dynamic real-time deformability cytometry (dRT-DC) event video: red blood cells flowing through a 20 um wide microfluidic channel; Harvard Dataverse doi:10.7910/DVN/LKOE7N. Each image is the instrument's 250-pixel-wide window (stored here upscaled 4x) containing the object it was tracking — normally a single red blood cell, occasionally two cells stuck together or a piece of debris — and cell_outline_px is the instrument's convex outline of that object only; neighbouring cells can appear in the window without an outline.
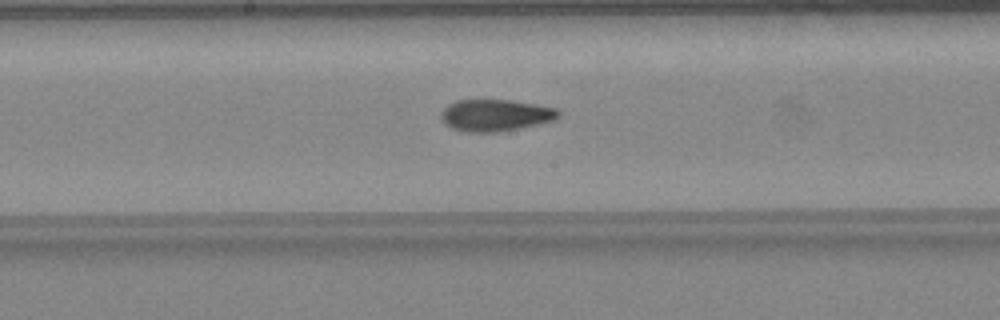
{"species": "common noctule bat (a hibernating species)", "species_latin": "Nyctalus noctula", "temperature_condition": "warm", "stored_images_in_passage": 44, "camera_frame_rate_fps": 3000, "um_per_image_px": 0.085, "animal": {"sex": "female", "body_mass_g": 24.6, "forearm_length_mm": 56.2}, "frame": {"image": 1, "passage_image": 26, "time_ms": 8.333, "image_size_px": [1000, 320], "cell_outline_px": [[560, 116], [556, 120], [496, 132], [464, 132], [452, 128], [444, 124], [440, 120], [440, 112], [448, 104], [456, 100], [508, 100], [556, 108], [560, 112]], "centroid_in_image_um": [42.05, 9.8], "position_along_channel_um": 206.2, "area_um2": 21.68}, "authors_computed_cell_mechanics": {"area_um2": 21.1837, "velocity_mm_per_s": 4.3349, "shape_relaxation_time_tau1_ms": null, "shape_relaxation_time_tau2_ms": 2.1582, "deformation_change_tau1": null, "deformation_change_tau2": 0.094}}